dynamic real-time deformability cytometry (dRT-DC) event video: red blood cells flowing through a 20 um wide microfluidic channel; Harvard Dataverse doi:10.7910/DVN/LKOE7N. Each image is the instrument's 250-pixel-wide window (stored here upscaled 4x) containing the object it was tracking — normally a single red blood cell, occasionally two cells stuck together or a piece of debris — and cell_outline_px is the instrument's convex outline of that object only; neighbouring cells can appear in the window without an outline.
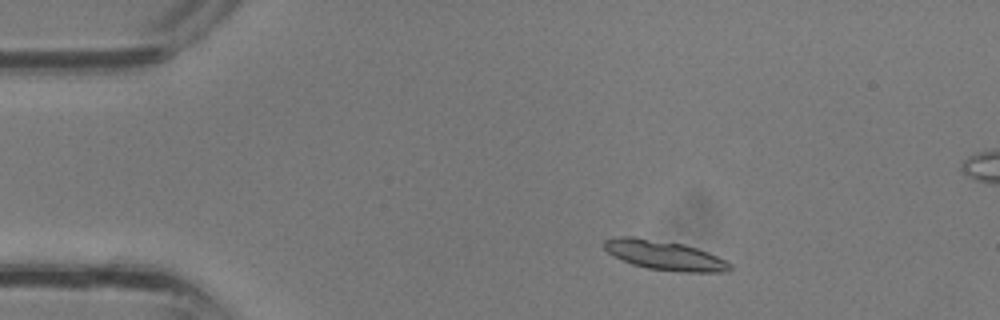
{"species": "common noctule bat (a hibernating species)", "species_latin": "Nyctalus noctula", "temperature_condition": "room temperature", "stored_images_in_passage": 33, "camera_frame_rate_fps": 3000, "um_per_image_px": 0.085, "animal": {"sex": "male", "body_mass_g": 13.3}, "frame": {"image": 1, "passage_image": 2, "time_ms": 0.333, "image_size_px": [1000, 320], "cell_outline_px": [[732, 268], [724, 272], [680, 272], [648, 268], [632, 264], [608, 252], [604, 248], [604, 240], [620, 236], [632, 236], [684, 244], [708, 252], [732, 264]], "centroid_in_image_um": [56.5, 21.7], "position_along_channel_um": 28.5, "area_um2": 21.33}}
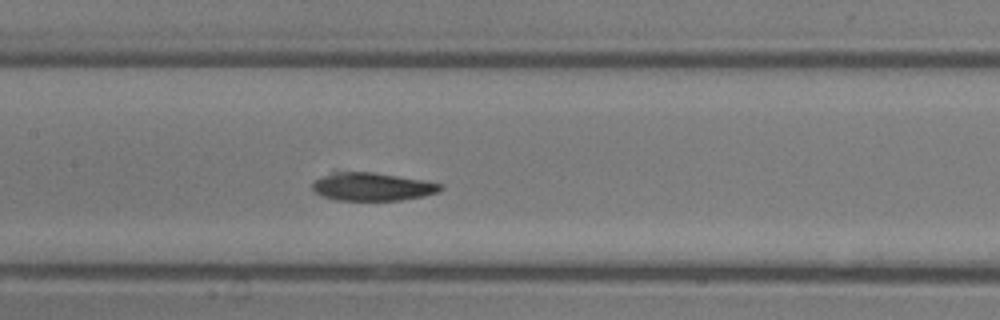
{"frame": {"image": 2, "passage_image": 13, "time_ms": 4.0, "image_size_px": [1000, 320], "cell_outline_px": [[444, 188], [440, 192], [424, 196], [400, 200], [336, 200], [320, 196], [312, 188], [312, 184], [316, 180], [332, 172], [372, 172], [424, 180], [444, 184]], "centroid_in_image_um": [31.69, 15.87], "position_along_channel_um": 175.7, "area_um2": 20.98}}
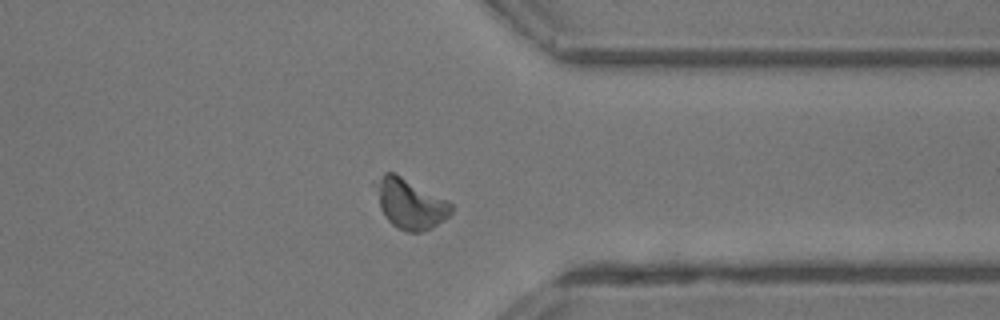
{"frame": {"image": 3, "passage_image": 24, "time_ms": 7.667, "image_size_px": [1000, 320], "cell_outline_px": [[452, 212], [444, 220], [432, 228], [420, 232], [408, 232], [396, 228], [388, 220], [380, 208], [380, 180], [384, 172], [392, 172], [448, 200], [452, 204]], "centroid_in_image_um": [34.95, 17.38], "position_along_channel_um": 376.4, "area_um2": 21.1}}